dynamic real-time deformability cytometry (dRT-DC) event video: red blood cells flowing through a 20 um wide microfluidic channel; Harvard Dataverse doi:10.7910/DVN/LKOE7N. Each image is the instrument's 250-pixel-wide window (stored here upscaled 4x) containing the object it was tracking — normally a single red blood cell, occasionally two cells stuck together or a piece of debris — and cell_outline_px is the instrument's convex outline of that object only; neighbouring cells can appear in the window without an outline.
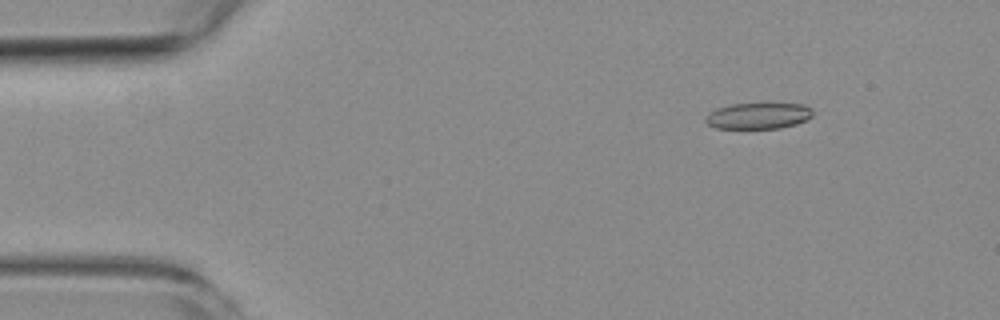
{"species": "common noctule bat (a hibernating species)", "species_latin": "Nyctalus noctula", "temperature_condition": "room temperature", "stored_images_in_passage": 2, "camera_frame_rate_fps": 3000, "um_per_image_px": 0.085, "animal": {"sex": "female", "body_mass_g": 19.3, "forearm_length_mm": 54.1}, "frame": {"image": 1, "passage_image": 2, "time_ms": 1.0, "image_size_px": [1000, 320], "cell_outline_px": [[812, 116], [808, 120], [796, 124], [780, 128], [716, 128], [708, 124], [704, 120], [716, 108], [732, 104], [764, 100], [768, 100], [804, 104], [812, 108]], "centroid_in_image_um": [64.55, 9.77], "position_along_channel_um": 20.5, "area_um2": 17.28}}